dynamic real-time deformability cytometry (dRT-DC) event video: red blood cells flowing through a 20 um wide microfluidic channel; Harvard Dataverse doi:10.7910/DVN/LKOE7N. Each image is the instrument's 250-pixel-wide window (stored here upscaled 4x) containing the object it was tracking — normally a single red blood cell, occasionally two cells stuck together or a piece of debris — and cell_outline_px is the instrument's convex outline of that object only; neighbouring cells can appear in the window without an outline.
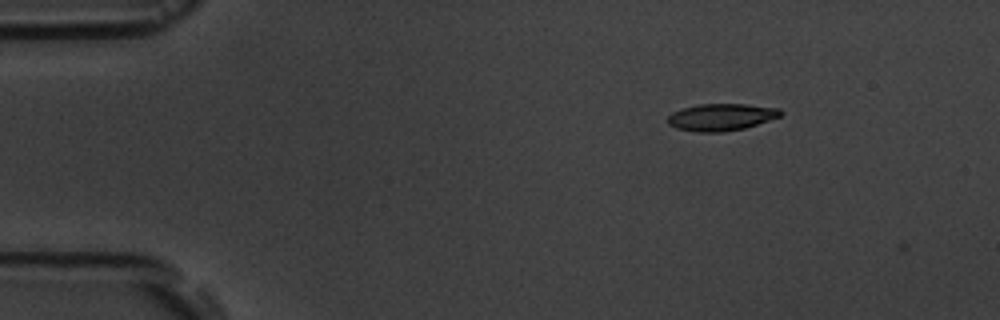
{"species": "common noctule bat (a hibernating species)", "species_latin": "Nyctalus noctula", "temperature_condition": "room temperature", "stored_images_in_passage": 2, "camera_frame_rate_fps": 3000, "um_per_image_px": 0.085, "animal": {"sex": "male", "body_mass_g": 19.5, "forearm_length_mm": 54.6}, "frame": {"image": 1, "passage_image": 1, "time_ms": 0.0, "image_size_px": [1000, 320], "cell_outline_px": [[784, 112], [780, 116], [744, 128], [724, 132], [696, 132], [676, 128], [668, 124], [668, 116], [672, 112], [684, 108], [700, 104], [744, 104], [780, 108]], "centroid_in_image_um": [61.3, 9.95], "position_along_channel_um": 23.7, "area_um2": 17.69}}